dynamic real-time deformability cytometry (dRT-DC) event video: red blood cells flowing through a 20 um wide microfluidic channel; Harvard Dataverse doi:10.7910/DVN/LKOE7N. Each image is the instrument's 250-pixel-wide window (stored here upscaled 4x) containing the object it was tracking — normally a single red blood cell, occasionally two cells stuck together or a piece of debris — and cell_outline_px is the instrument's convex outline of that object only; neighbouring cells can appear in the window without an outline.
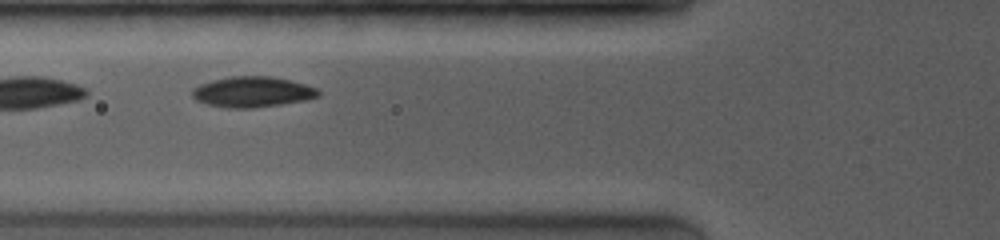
{"species": "common noctule bat (a hibernating species)", "species_latin": "Nyctalus noctula", "temperature_condition": "room temperature", "stored_images_in_passage": 8, "camera_frame_rate_fps": 4000, "um_per_image_px": 0.085, "animal": {"sex": "female", "body_mass_g": 19.0, "forearm_length_mm": 53.3}, "frame": {"image": 1, "passage_image": 3, "time_ms": 1.25, "image_size_px": [1000, 240], "cell_outline_px": [[320, 96], [304, 100], [256, 108], [228, 108], [208, 104], [196, 100], [192, 96], [192, 88], [200, 84], [212, 80], [232, 76], [272, 76], [304, 84], [316, 88], [320, 92]], "centroid_in_image_um": [21.43, 7.81], "position_along_channel_um": 104.4, "area_um2": 22.37}}